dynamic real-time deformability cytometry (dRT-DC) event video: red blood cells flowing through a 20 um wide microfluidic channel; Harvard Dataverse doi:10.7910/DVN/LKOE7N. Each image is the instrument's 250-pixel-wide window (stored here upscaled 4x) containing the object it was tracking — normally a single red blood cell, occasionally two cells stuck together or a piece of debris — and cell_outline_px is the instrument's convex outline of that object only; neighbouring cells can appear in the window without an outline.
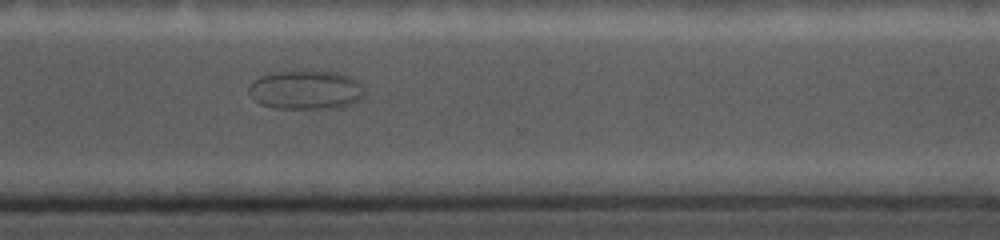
{"species": "common noctule bat (a hibernating species)", "species_latin": "Nyctalus noctula", "temperature_condition": "cold", "stored_images_in_passage": 27, "camera_frame_rate_fps": 5000, "um_per_image_px": 0.085, "animal": {"sex": "female", "body_mass_g": 19.0, "forearm_length_mm": 56.7}, "frame": {"image": 1, "passage_image": 20, "time_ms": 8.4, "image_size_px": [1000, 240], "cell_outline_px": [[364, 96], [360, 100], [352, 104], [340, 108], [276, 108], [260, 104], [248, 92], [248, 84], [252, 80], [260, 76], [272, 72], [292, 68], [308, 68], [340, 72], [352, 76], [360, 84], [364, 92]], "centroid_in_image_um": [26.0, 7.57], "position_along_channel_um": 344.6, "area_um2": 27.57}}